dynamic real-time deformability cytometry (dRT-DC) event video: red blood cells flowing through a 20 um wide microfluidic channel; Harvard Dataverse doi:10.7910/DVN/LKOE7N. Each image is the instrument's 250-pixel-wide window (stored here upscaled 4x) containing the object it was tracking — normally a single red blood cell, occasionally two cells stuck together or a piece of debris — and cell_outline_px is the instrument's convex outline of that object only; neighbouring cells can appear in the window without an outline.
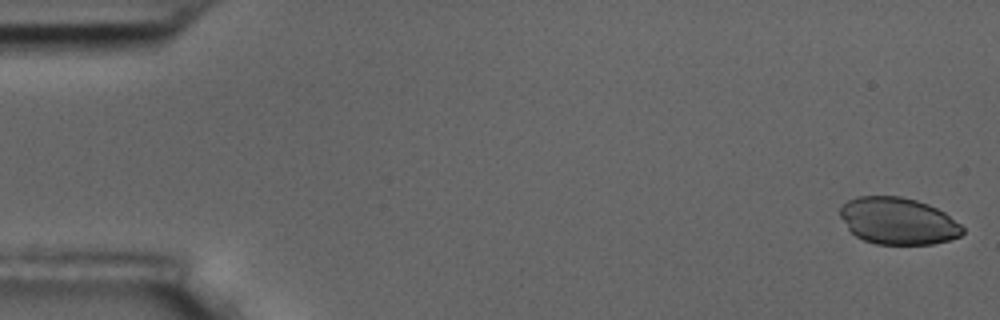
{"species": "common noctule bat (a hibernating species)", "species_latin": "Nyctalus noctula", "temperature_condition": "room temperature", "stored_images_in_passage": 56, "camera_frame_rate_fps": 3000, "um_per_image_px": 0.085, "animal": {"sex": "male", "body_mass_g": 17.5, "forearm_length_mm": 52.3}, "frame": {"image": 1, "passage_image": 1, "time_ms": 0.0, "image_size_px": [1000, 320], "cell_outline_px": [[964, 232], [960, 236], [948, 240], [932, 244], [876, 244], [864, 240], [856, 236], [848, 228], [840, 216], [840, 208], [848, 200], [860, 196], [900, 196], [916, 200], [928, 204], [944, 212], [960, 224], [964, 228]], "centroid_in_image_um": [76.34, 18.78], "position_along_channel_um": 8.7, "area_um2": 33.29}}